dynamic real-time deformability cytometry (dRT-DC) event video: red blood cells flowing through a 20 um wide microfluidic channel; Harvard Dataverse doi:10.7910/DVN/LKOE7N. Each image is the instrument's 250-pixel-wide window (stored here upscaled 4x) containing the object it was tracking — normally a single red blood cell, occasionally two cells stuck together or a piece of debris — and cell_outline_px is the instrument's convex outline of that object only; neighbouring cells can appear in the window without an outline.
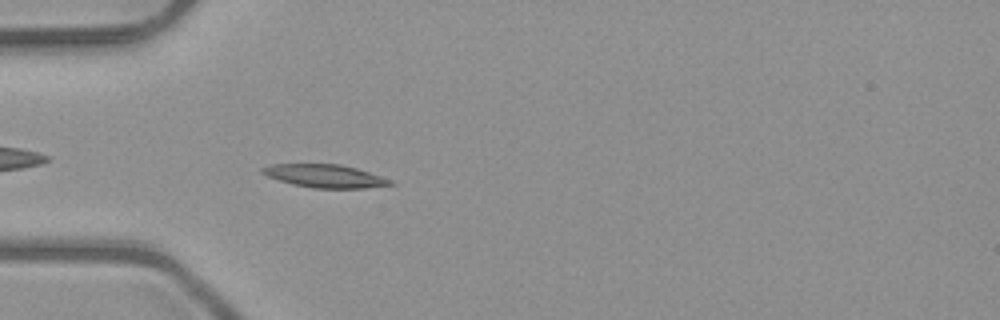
{"species": "common noctule bat (a hibernating species)", "species_latin": "Nyctalus noctula", "temperature_condition": "room temperature", "stored_images_in_passage": 40, "camera_frame_rate_fps": 3000, "um_per_image_px": 0.085, "animal": {"sex": "male", "body_mass_g": 23.1, "forearm_length_mm": 52.7}, "frame": {"image": 1, "passage_image": 4, "time_ms": 1.0, "image_size_px": [1000, 320], "cell_outline_px": [[396, 184], [364, 188], [312, 188], [292, 184], [268, 176], [260, 172], [260, 168], [272, 164], [340, 164], [356, 168], [392, 180]], "centroid_in_image_um": [27.61, 14.96], "position_along_channel_um": 57.4, "area_um2": 17.11}}
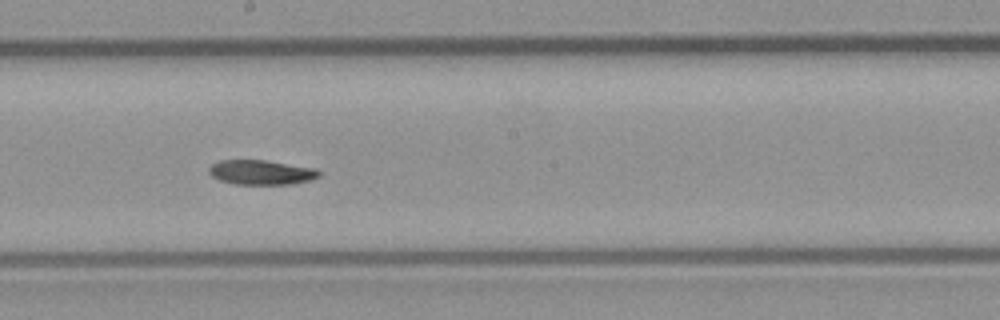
{"frame": {"image": 2, "passage_image": 17, "time_ms": 5.333, "image_size_px": [1000, 320], "cell_outline_px": [[320, 176], [312, 180], [292, 184], [236, 184], [220, 180], [212, 176], [208, 172], [208, 168], [212, 164], [220, 160], [264, 160], [316, 168], [320, 172]], "centroid_in_image_um": [22.22, 14.65], "position_along_channel_um": 226.0, "area_um2": 15.84}}
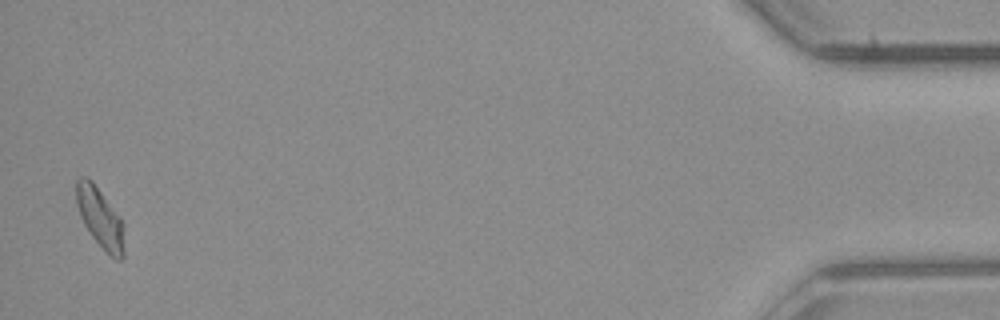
{"frame": {"image": 3, "passage_image": 39, "time_ms": 12.667, "image_size_px": [1000, 320], "cell_outline_px": [[124, 256], [120, 260], [116, 260], [92, 236], [84, 224], [80, 216], [76, 204], [76, 180], [80, 176], [88, 176], [92, 180], [120, 216], [124, 224]], "centroid_in_image_um": [8.51, 18.47], "position_along_channel_um": 426.7, "area_um2": 16.82}}